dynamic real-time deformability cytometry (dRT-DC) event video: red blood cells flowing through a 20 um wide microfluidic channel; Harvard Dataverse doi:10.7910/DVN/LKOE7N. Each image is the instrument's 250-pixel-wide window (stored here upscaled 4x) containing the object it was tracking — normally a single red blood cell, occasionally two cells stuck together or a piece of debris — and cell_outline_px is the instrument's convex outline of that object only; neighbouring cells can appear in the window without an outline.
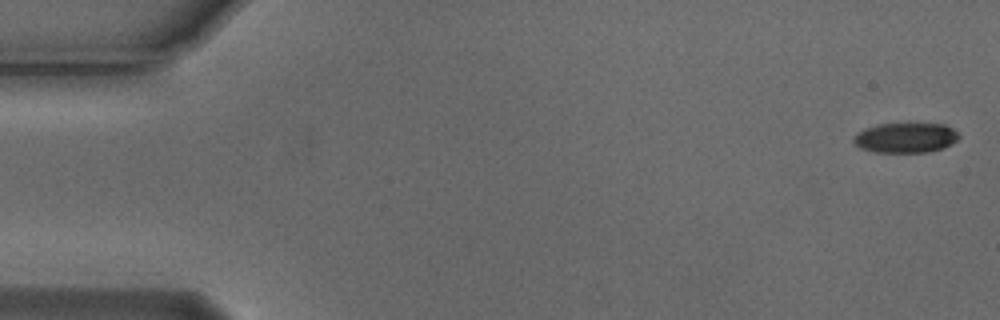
{"species": "Egyptian fruit bat (a non-hibernating species)", "species_latin": "Rousettus aegyptiacus", "temperature_condition": "cold", "stored_images_in_passage": 5, "camera_frame_rate_fps": 3000, "um_per_image_px": 0.085, "animal": {"sex": "male"}, "frame": {"image": 1, "passage_image": 1, "time_ms": 0.0, "image_size_px": [1000, 320], "cell_outline_px": [[960, 136], [952, 144], [944, 148], [928, 152], [876, 152], [860, 148], [852, 140], [856, 132], [864, 128], [880, 124], [944, 124], [952, 128]], "centroid_in_image_um": [76.96, 11.71], "position_along_channel_um": 8.0, "area_um2": 18.38}}
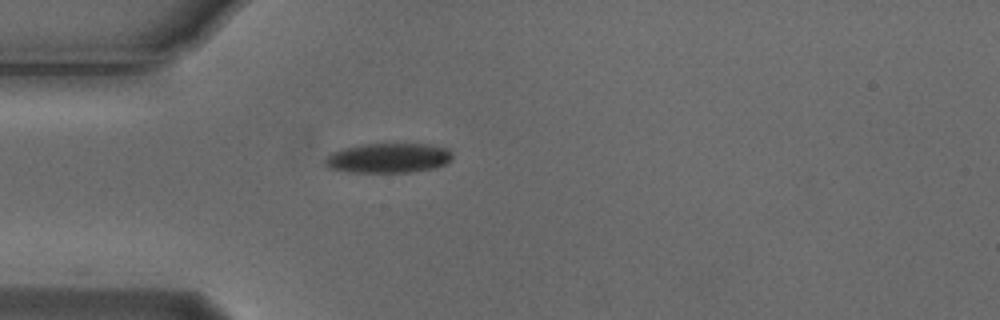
{"frame": {"image": 2, "passage_image": 5, "time_ms": 1.333, "image_size_px": [1000, 320], "cell_outline_px": [[452, 160], [436, 168], [408, 172], [348, 172], [328, 168], [324, 164], [324, 156], [332, 152], [344, 148], [364, 144], [432, 144], [448, 148], [452, 152]], "centroid_in_image_um": [33.0, 13.43], "position_along_channel_um": 52.0, "area_um2": 22.31}}